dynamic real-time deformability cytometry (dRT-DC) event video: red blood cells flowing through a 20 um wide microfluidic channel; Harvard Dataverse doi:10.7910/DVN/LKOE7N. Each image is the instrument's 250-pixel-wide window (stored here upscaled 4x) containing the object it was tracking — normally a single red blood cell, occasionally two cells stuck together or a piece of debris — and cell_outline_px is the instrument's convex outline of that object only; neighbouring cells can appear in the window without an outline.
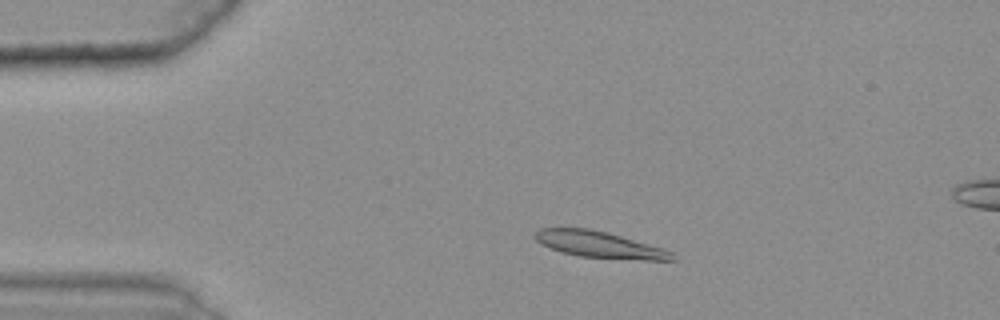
{"species": "common noctule bat (a hibernating species)", "species_latin": "Nyctalus noctula", "temperature_condition": "warm", "stored_images_in_passage": 43, "camera_frame_rate_fps": 3000, "um_per_image_px": 0.085, "animal": {"sex": "female", "body_mass_g": 25.1}, "frame": {"image": 1, "passage_image": 8, "time_ms": 2.333, "image_size_px": [1000, 320], "cell_outline_px": [[676, 260], [644, 260], [580, 256], [560, 252], [540, 244], [532, 236], [540, 228], [588, 228], [608, 232], [664, 248], [672, 252], [676, 256]], "centroid_in_image_um": [50.96, 20.79], "position_along_channel_um": 34.0, "area_um2": 21.21}}
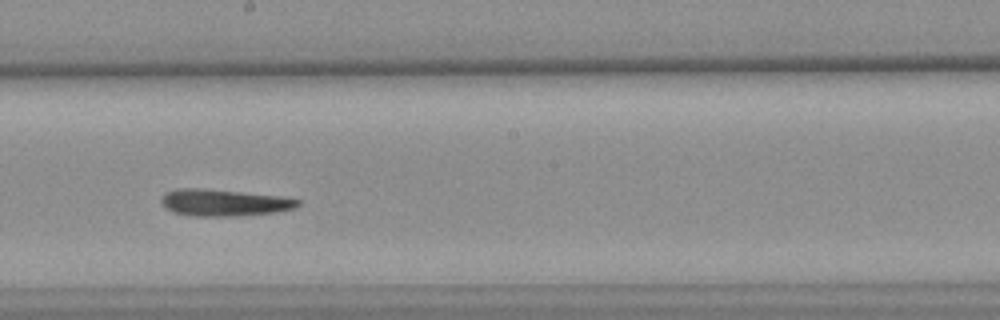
{"frame": {"image": 2, "passage_image": 28, "time_ms": 9.0, "image_size_px": [1000, 320], "cell_outline_px": [[300, 204], [296, 208], [276, 212], [232, 216], [192, 216], [172, 212], [164, 208], [160, 200], [164, 192], [176, 188], [200, 188], [280, 196], [300, 200]], "centroid_in_image_um": [18.98, 17.22], "position_along_channel_um": 229.2, "area_um2": 21.39}}
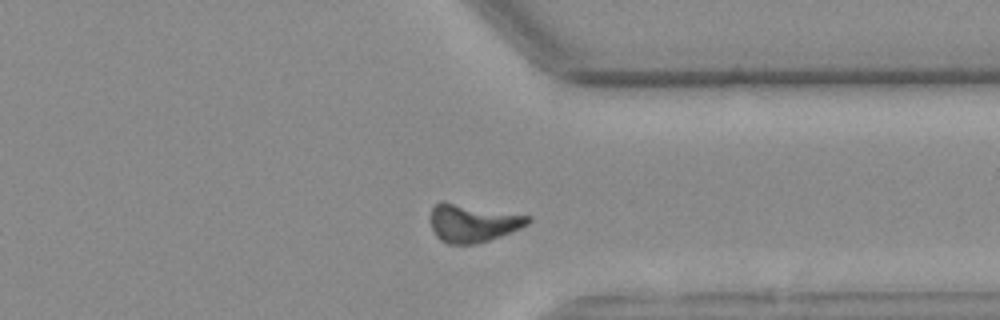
{"frame": {"image": 3, "passage_image": 40, "time_ms": 13.0, "image_size_px": [1000, 320], "cell_outline_px": [[532, 220], [528, 224], [520, 228], [500, 236], [476, 244], [448, 244], [440, 240], [436, 236], [432, 228], [432, 208], [436, 204], [452, 204], [532, 216]], "centroid_in_image_um": [40.22, 19.01], "position_along_channel_um": 371.2, "area_um2": 20.63}}